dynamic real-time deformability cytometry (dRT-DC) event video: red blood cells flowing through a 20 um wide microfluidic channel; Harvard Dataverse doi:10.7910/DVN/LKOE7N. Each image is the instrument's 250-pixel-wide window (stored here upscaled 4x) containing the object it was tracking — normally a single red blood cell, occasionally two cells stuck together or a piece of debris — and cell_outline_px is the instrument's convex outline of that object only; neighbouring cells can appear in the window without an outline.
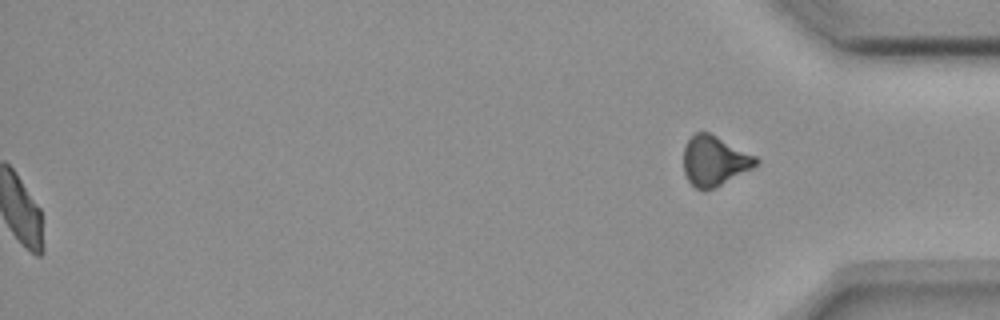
{"species": "common noctule bat (a hibernating species)", "species_latin": "Nyctalus noctula", "temperature_condition": "room temperature", "stored_images_in_passage": 55, "segment_of_instrument_passage": [2, 2], "camera_frame_rate_fps": 3000, "um_per_image_px": 0.085, "animal": {"sex": "female", "body_mass_g": 18.4}, "frame": {"image": 1, "passage_image": 55, "time_ms": 18.0, "image_size_px": [1000, 320], "cell_outline_px": [[760, 164], [712, 188], [696, 188], [688, 180], [684, 172], [684, 144], [696, 132], [708, 132], [756, 156], [760, 160]], "centroid_in_image_um": [60.73, 13.64], "position_along_channel_um": 374.5, "area_um2": 20.58}}